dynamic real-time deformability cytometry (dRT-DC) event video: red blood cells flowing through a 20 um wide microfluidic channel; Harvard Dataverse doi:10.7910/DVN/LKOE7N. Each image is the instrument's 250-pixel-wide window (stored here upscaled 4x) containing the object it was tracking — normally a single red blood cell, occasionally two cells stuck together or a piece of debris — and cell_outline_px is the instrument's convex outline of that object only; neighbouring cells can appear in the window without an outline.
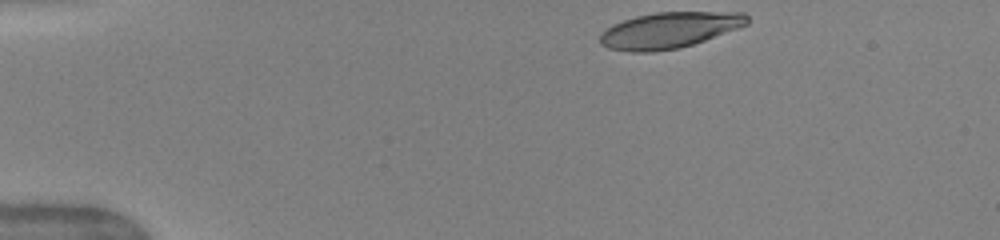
{"species": "human", "species_latin": "Homo sapiens", "temperature_condition": "warm", "stored_images_in_passage": 43, "camera_frame_rate_fps": 3000, "um_per_image_px": 0.085, "donor": {"sex": "female"}, "frame": {"image": 1, "passage_image": 1, "time_ms": 0.0, "image_size_px": [1000, 240], "cell_outline_px": [[748, 24], [704, 40], [680, 48], [652, 52], [632, 52], [608, 48], [600, 44], [600, 32], [612, 24], [636, 16], [656, 12], [744, 12], [748, 16]], "centroid_in_image_um": [56.85, 2.56], "position_along_channel_um": 28.1, "area_um2": 30.81}}
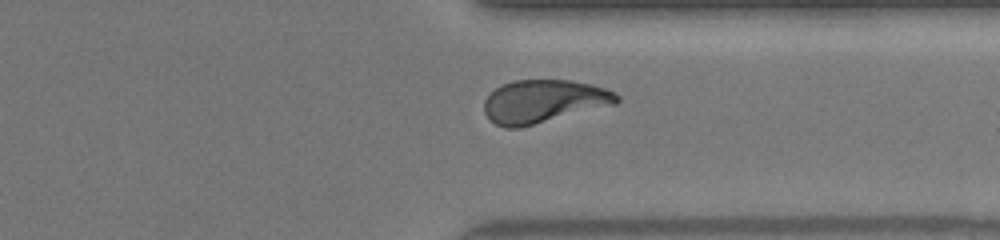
{"frame": {"image": 2, "passage_image": 32, "time_ms": 10.333, "image_size_px": [1000, 240], "cell_outline_px": [[620, 100], [616, 104], [520, 128], [504, 128], [496, 124], [484, 112], [484, 100], [496, 88], [504, 84], [516, 80], [572, 80], [592, 84], [604, 88], [620, 96]], "centroid_in_image_um": [46.22, 8.62], "position_along_channel_um": 365.2, "area_um2": 33.18}}
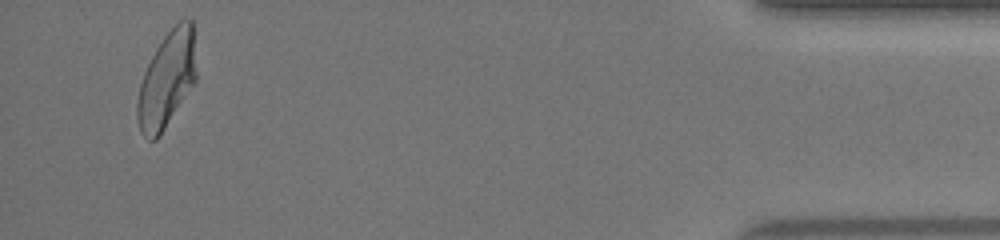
{"frame": {"image": 3, "passage_image": 41, "time_ms": 13.333, "image_size_px": [1000, 240], "cell_outline_px": [[196, 80], [160, 136], [156, 140], [148, 140], [140, 132], [136, 116], [136, 104], [140, 84], [144, 72], [156, 48], [164, 36], [184, 16], [188, 16], [192, 20], [196, 72]], "centroid_in_image_um": [14.17, 6.79], "position_along_channel_um": 421.0, "area_um2": 32.95}, "authors_computed_cell_mechanics": {"area_um2": 33.1194, "velocity_mm_per_s": 4.0181, "shape_relaxation_time_tau1_ms": 4.3525, "shape_relaxation_time_tau2_ms": 1.0064, "deformation_change_tau1": 0.2041, "deformation_change_tau2": 0.0795}}